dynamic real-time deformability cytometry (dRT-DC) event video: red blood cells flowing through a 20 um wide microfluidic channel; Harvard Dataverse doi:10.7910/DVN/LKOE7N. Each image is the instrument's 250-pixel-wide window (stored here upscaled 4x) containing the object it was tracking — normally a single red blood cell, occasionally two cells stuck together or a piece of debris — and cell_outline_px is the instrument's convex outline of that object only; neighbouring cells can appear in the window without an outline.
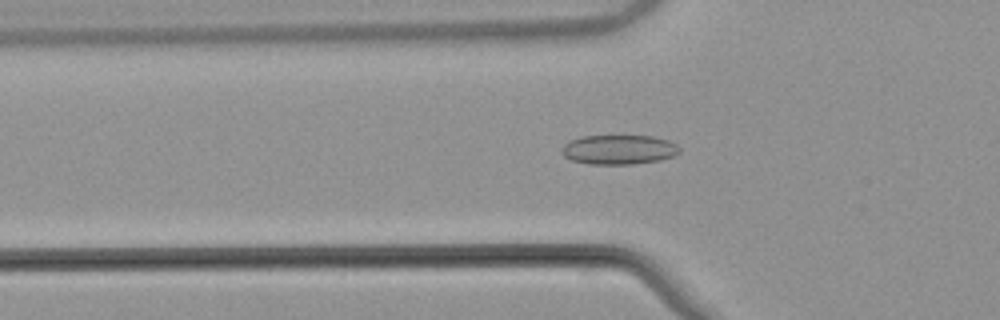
{"species": "common noctule bat (a hibernating species)", "species_latin": "Nyctalus noctula", "temperature_condition": "warm", "stored_images_in_passage": 53, "camera_frame_rate_fps": 3000, "um_per_image_px": 0.085, "animal": {"sex": "male", "body_mass_g": 21.5, "forearm_length_mm": 52.0}, "frame": {"image": 1, "passage_image": 18, "time_ms": 5.667, "image_size_px": [1000, 320], "cell_outline_px": [[680, 152], [676, 156], [660, 160], [632, 164], [588, 164], [572, 160], [564, 156], [560, 152], [560, 148], [568, 140], [580, 136], [652, 136], [668, 140], [676, 144], [680, 148]], "centroid_in_image_um": [52.58, 12.71], "position_along_channel_um": 73.2, "area_um2": 20.52}}
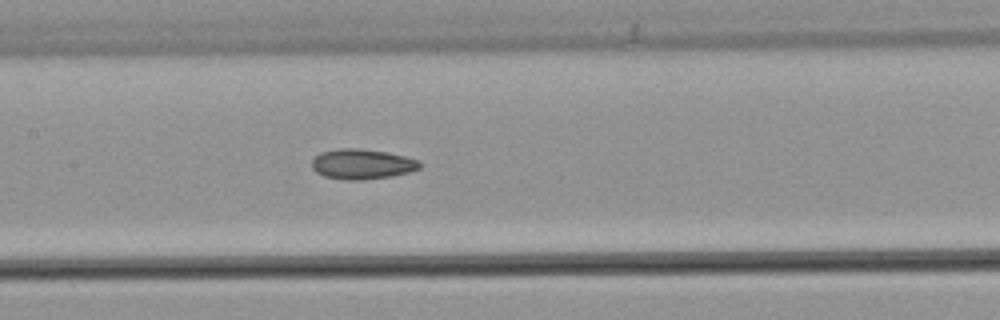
{"frame": {"image": 2, "passage_image": 26, "time_ms": 8.333, "image_size_px": [1000, 320], "cell_outline_px": [[420, 168], [408, 172], [392, 176], [360, 180], [348, 180], [324, 176], [316, 172], [312, 168], [312, 160], [320, 152], [336, 148], [360, 148], [388, 152], [420, 160]], "centroid_in_image_um": [30.76, 13.93], "position_along_channel_um": 176.6, "area_um2": 19.02}}
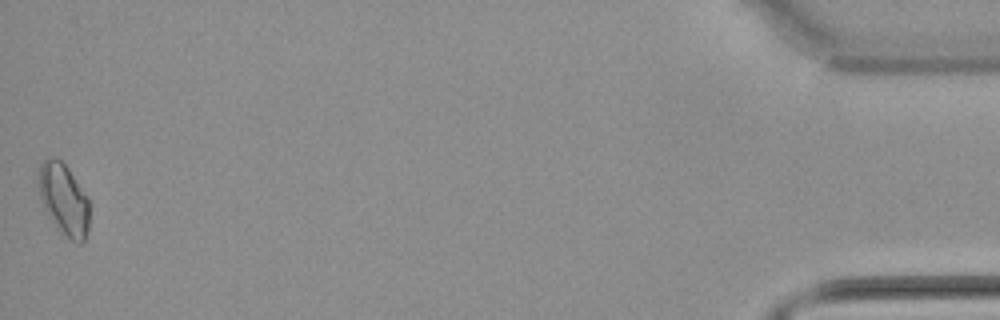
{"frame": {"image": 3, "passage_image": 53, "time_ms": 17.333, "image_size_px": [1000, 320], "cell_outline_px": [[88, 228], [84, 240], [80, 244], [72, 240], [60, 232], [44, 208], [40, 200], [40, 164], [44, 160], [52, 156], [60, 160], [68, 168], [88, 196]], "centroid_in_image_um": [5.44, 16.95], "position_along_channel_um": 429.8, "area_um2": 20.81}, "authors_computed_cell_mechanics": {"area_um2": 18.7272, "velocity_mm_per_s": 3.8663, "shape_relaxation_time_tau1_ms": null, "shape_relaxation_time_tau2_ms": 7.2137, "deformation_change_tau1": null, "deformation_change_tau2": 0.1223}}